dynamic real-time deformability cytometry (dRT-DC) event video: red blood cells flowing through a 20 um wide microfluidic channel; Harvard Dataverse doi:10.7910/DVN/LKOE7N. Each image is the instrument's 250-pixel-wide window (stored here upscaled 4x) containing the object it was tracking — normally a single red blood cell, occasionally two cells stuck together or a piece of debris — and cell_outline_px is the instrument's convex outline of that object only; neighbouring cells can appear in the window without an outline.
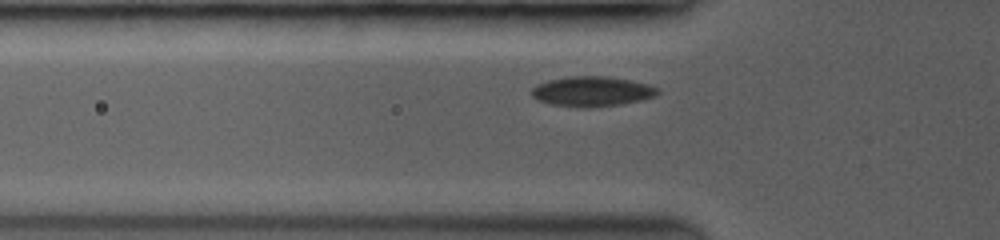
{"species": "common noctule bat (a hibernating species)", "species_latin": "Nyctalus noctula", "temperature_condition": "room temperature", "stored_images_in_passage": 44, "camera_frame_rate_fps": 3500, "um_per_image_px": 0.085, "animal": {"sex": "female", "body_mass_g": 19.0, "forearm_length_mm": 53.3}, "frame": {"image": 1, "passage_image": 7, "time_ms": 1.714, "image_size_px": [1000, 240], "cell_outline_px": [[660, 92], [652, 96], [640, 100], [620, 104], [552, 104], [540, 100], [532, 96], [532, 88], [536, 84], [548, 80], [572, 76], [608, 76], [648, 84], [656, 88]], "centroid_in_image_um": [50.31, 7.7], "position_along_channel_um": 75.5, "area_um2": 20.69}}
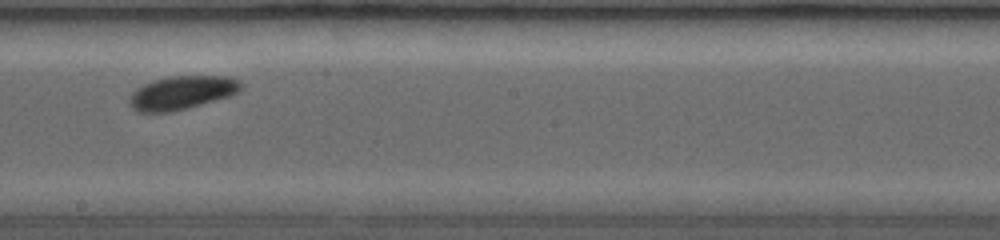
{"frame": {"image": 2, "passage_image": 24, "time_ms": 5.714, "image_size_px": [1000, 240], "cell_outline_px": [[244, 84], [236, 92], [228, 96], [184, 108], [168, 112], [140, 112], [132, 104], [132, 96], [144, 84], [152, 80], [168, 76], [228, 76], [240, 80]], "centroid_in_image_um": [15.53, 7.84], "position_along_channel_um": 232.7, "area_um2": 20.92}}
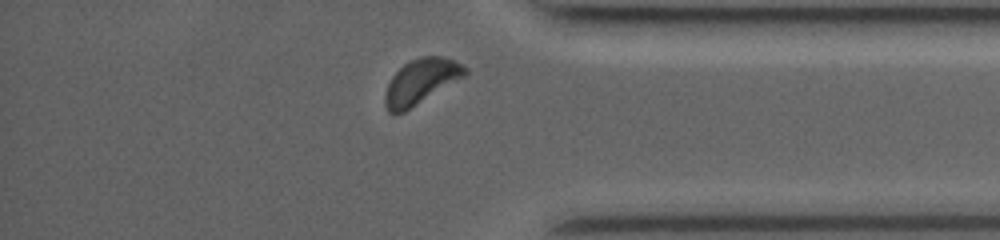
{"frame": {"image": 3, "passage_image": 40, "time_ms": 10.0, "image_size_px": [1000, 240], "cell_outline_px": [[468, 72], [464, 76], [404, 112], [396, 116], [388, 112], [384, 104], [384, 92], [392, 76], [404, 64], [420, 56], [440, 56], [452, 60], [468, 68]], "centroid_in_image_um": [35.73, 6.95], "position_along_channel_um": 399.5, "area_um2": 20.81}, "authors_computed_cell_mechanics": {"area_um2": 20.6924, "velocity_mm_per_s": 3.9458, "shape_relaxation_time_tau1_ms": 1.4269, "shape_relaxation_time_tau2_ms": null, "deformation_change_tau1": 0.07, "deformation_change_tau2": null}}